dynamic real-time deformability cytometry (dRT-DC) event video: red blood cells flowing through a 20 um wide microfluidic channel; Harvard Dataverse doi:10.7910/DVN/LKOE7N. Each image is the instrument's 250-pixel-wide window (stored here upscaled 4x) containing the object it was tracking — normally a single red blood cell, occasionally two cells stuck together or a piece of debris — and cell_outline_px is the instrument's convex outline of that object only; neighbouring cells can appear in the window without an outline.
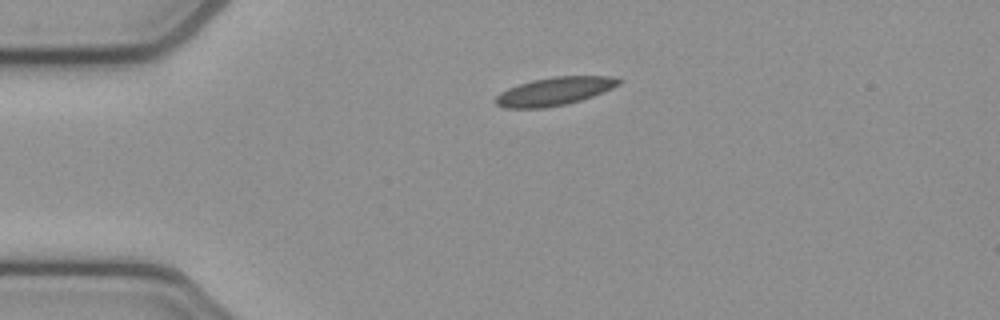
{"species": "common noctule bat (a hibernating species)", "species_latin": "Nyctalus noctula", "temperature_condition": "cold", "stored_images_in_passage": 42, "camera_frame_rate_fps": 3000, "um_per_image_px": 0.085, "animal": {"sex": "female", "body_mass_g": 21.9}, "frame": {"image": 1, "passage_image": 1, "time_ms": 0.0, "image_size_px": [1000, 320], "cell_outline_px": [[624, 80], [620, 84], [612, 88], [592, 96], [580, 100], [564, 104], [544, 108], [504, 108], [496, 104], [492, 100], [500, 92], [508, 88], [532, 80], [552, 76], [612, 76]], "centroid_in_image_um": [47.11, 7.75], "position_along_channel_um": 37.9, "area_um2": 20.23}}
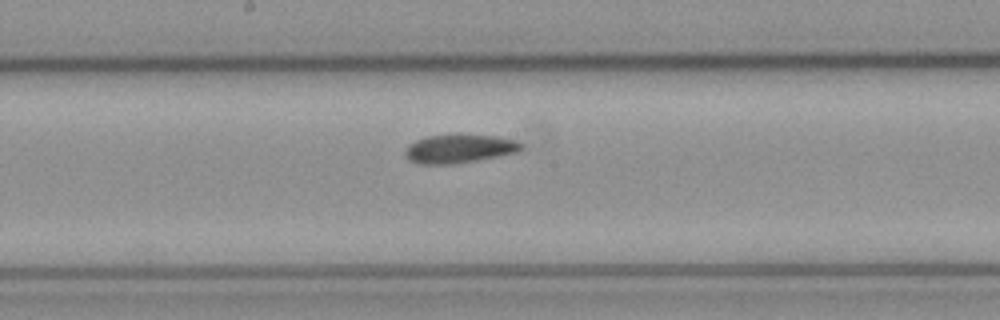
{"frame": {"image": 2, "passage_image": 17, "time_ms": 5.333, "image_size_px": [1000, 320], "cell_outline_px": [[520, 148], [516, 152], [456, 164], [420, 164], [408, 160], [404, 152], [408, 144], [416, 140], [428, 136], [496, 136], [516, 140], [520, 144]], "centroid_in_image_um": [38.96, 12.66], "position_along_channel_um": 209.2, "area_um2": 18.73}}
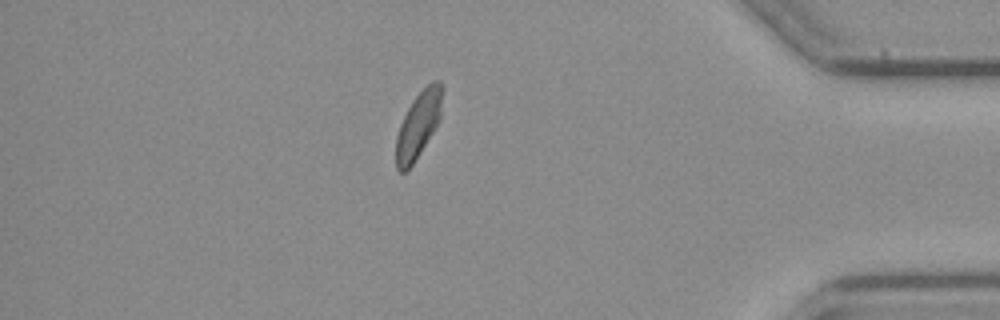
{"frame": {"image": 3, "passage_image": 35, "time_ms": 11.333, "image_size_px": [1000, 320], "cell_outline_px": [[444, 88], [440, 120], [420, 152], [412, 164], [404, 172], [400, 172], [396, 168], [396, 136], [400, 124], [412, 100], [432, 80], [440, 80]], "centroid_in_image_um": [35.58, 10.56], "position_along_channel_um": 399.6, "area_um2": 17.86}, "authors_computed_cell_mechanics": {"area_um2": 18.9295, "velocity_mm_per_s": 3.831, "shape_relaxation_time_tau1_ms": 3.6525, "shape_relaxation_time_tau2_ms": 3.3291, "deformation_change_tau1": 0.1045, "deformation_change_tau2": 0.0754}}